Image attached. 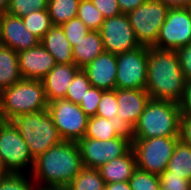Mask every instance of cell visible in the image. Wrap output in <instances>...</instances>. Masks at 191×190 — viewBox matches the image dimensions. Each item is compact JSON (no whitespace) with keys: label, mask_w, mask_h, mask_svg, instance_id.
Listing matches in <instances>:
<instances>
[{"label":"cell","mask_w":191,"mask_h":190,"mask_svg":"<svg viewBox=\"0 0 191 190\" xmlns=\"http://www.w3.org/2000/svg\"><path fill=\"white\" fill-rule=\"evenodd\" d=\"M131 190H160L159 175L136 168L128 181Z\"/></svg>","instance_id":"cell-30"},{"label":"cell","mask_w":191,"mask_h":190,"mask_svg":"<svg viewBox=\"0 0 191 190\" xmlns=\"http://www.w3.org/2000/svg\"><path fill=\"white\" fill-rule=\"evenodd\" d=\"M162 190H191V181L172 175L166 169L159 175Z\"/></svg>","instance_id":"cell-36"},{"label":"cell","mask_w":191,"mask_h":190,"mask_svg":"<svg viewBox=\"0 0 191 190\" xmlns=\"http://www.w3.org/2000/svg\"><path fill=\"white\" fill-rule=\"evenodd\" d=\"M187 9H188L189 12L191 13V2H190V4L188 5Z\"/></svg>","instance_id":"cell-47"},{"label":"cell","mask_w":191,"mask_h":190,"mask_svg":"<svg viewBox=\"0 0 191 190\" xmlns=\"http://www.w3.org/2000/svg\"><path fill=\"white\" fill-rule=\"evenodd\" d=\"M80 68L75 64H56L42 79L48 103L66 96L68 87Z\"/></svg>","instance_id":"cell-19"},{"label":"cell","mask_w":191,"mask_h":190,"mask_svg":"<svg viewBox=\"0 0 191 190\" xmlns=\"http://www.w3.org/2000/svg\"><path fill=\"white\" fill-rule=\"evenodd\" d=\"M21 79L18 53L0 44V93Z\"/></svg>","instance_id":"cell-23"},{"label":"cell","mask_w":191,"mask_h":190,"mask_svg":"<svg viewBox=\"0 0 191 190\" xmlns=\"http://www.w3.org/2000/svg\"><path fill=\"white\" fill-rule=\"evenodd\" d=\"M82 69L86 73L91 86L102 90H114L116 88V54L103 52Z\"/></svg>","instance_id":"cell-16"},{"label":"cell","mask_w":191,"mask_h":190,"mask_svg":"<svg viewBox=\"0 0 191 190\" xmlns=\"http://www.w3.org/2000/svg\"><path fill=\"white\" fill-rule=\"evenodd\" d=\"M121 13L127 14L130 11L138 8L144 4L147 0H117Z\"/></svg>","instance_id":"cell-41"},{"label":"cell","mask_w":191,"mask_h":190,"mask_svg":"<svg viewBox=\"0 0 191 190\" xmlns=\"http://www.w3.org/2000/svg\"><path fill=\"white\" fill-rule=\"evenodd\" d=\"M163 2L169 9L187 8L191 0H159Z\"/></svg>","instance_id":"cell-42"},{"label":"cell","mask_w":191,"mask_h":190,"mask_svg":"<svg viewBox=\"0 0 191 190\" xmlns=\"http://www.w3.org/2000/svg\"><path fill=\"white\" fill-rule=\"evenodd\" d=\"M48 0H10L7 14L23 17L33 11L46 10Z\"/></svg>","instance_id":"cell-31"},{"label":"cell","mask_w":191,"mask_h":190,"mask_svg":"<svg viewBox=\"0 0 191 190\" xmlns=\"http://www.w3.org/2000/svg\"><path fill=\"white\" fill-rule=\"evenodd\" d=\"M48 112L63 141H75L85 137L89 117L75 104L65 98L48 103Z\"/></svg>","instance_id":"cell-8"},{"label":"cell","mask_w":191,"mask_h":190,"mask_svg":"<svg viewBox=\"0 0 191 190\" xmlns=\"http://www.w3.org/2000/svg\"><path fill=\"white\" fill-rule=\"evenodd\" d=\"M0 156L10 173L22 174V170L34 165L29 147L11 121H0Z\"/></svg>","instance_id":"cell-9"},{"label":"cell","mask_w":191,"mask_h":190,"mask_svg":"<svg viewBox=\"0 0 191 190\" xmlns=\"http://www.w3.org/2000/svg\"><path fill=\"white\" fill-rule=\"evenodd\" d=\"M137 168L136 157L131 148L122 157L112 159L98 168L105 184L128 182Z\"/></svg>","instance_id":"cell-20"},{"label":"cell","mask_w":191,"mask_h":190,"mask_svg":"<svg viewBox=\"0 0 191 190\" xmlns=\"http://www.w3.org/2000/svg\"><path fill=\"white\" fill-rule=\"evenodd\" d=\"M80 0H48L47 11L53 26H61L77 17Z\"/></svg>","instance_id":"cell-25"},{"label":"cell","mask_w":191,"mask_h":190,"mask_svg":"<svg viewBox=\"0 0 191 190\" xmlns=\"http://www.w3.org/2000/svg\"><path fill=\"white\" fill-rule=\"evenodd\" d=\"M91 2L105 19L122 14L117 0H91Z\"/></svg>","instance_id":"cell-38"},{"label":"cell","mask_w":191,"mask_h":190,"mask_svg":"<svg viewBox=\"0 0 191 190\" xmlns=\"http://www.w3.org/2000/svg\"><path fill=\"white\" fill-rule=\"evenodd\" d=\"M178 103L150 99L133 127V139L179 137Z\"/></svg>","instance_id":"cell-3"},{"label":"cell","mask_w":191,"mask_h":190,"mask_svg":"<svg viewBox=\"0 0 191 190\" xmlns=\"http://www.w3.org/2000/svg\"><path fill=\"white\" fill-rule=\"evenodd\" d=\"M90 87L91 84L86 73L83 69H79L68 87L65 99L75 104H80Z\"/></svg>","instance_id":"cell-29"},{"label":"cell","mask_w":191,"mask_h":190,"mask_svg":"<svg viewBox=\"0 0 191 190\" xmlns=\"http://www.w3.org/2000/svg\"><path fill=\"white\" fill-rule=\"evenodd\" d=\"M38 190H69L68 187H39Z\"/></svg>","instance_id":"cell-46"},{"label":"cell","mask_w":191,"mask_h":190,"mask_svg":"<svg viewBox=\"0 0 191 190\" xmlns=\"http://www.w3.org/2000/svg\"><path fill=\"white\" fill-rule=\"evenodd\" d=\"M104 190H131L129 182H115L106 184Z\"/></svg>","instance_id":"cell-43"},{"label":"cell","mask_w":191,"mask_h":190,"mask_svg":"<svg viewBox=\"0 0 191 190\" xmlns=\"http://www.w3.org/2000/svg\"><path fill=\"white\" fill-rule=\"evenodd\" d=\"M83 168L78 143L62 141L34 159L31 176L38 187H67Z\"/></svg>","instance_id":"cell-1"},{"label":"cell","mask_w":191,"mask_h":190,"mask_svg":"<svg viewBox=\"0 0 191 190\" xmlns=\"http://www.w3.org/2000/svg\"><path fill=\"white\" fill-rule=\"evenodd\" d=\"M146 91L150 99L179 103L186 79L176 50L148 47Z\"/></svg>","instance_id":"cell-2"},{"label":"cell","mask_w":191,"mask_h":190,"mask_svg":"<svg viewBox=\"0 0 191 190\" xmlns=\"http://www.w3.org/2000/svg\"><path fill=\"white\" fill-rule=\"evenodd\" d=\"M168 11L169 8L163 2L147 0L126 14L140 46H155Z\"/></svg>","instance_id":"cell-6"},{"label":"cell","mask_w":191,"mask_h":190,"mask_svg":"<svg viewBox=\"0 0 191 190\" xmlns=\"http://www.w3.org/2000/svg\"><path fill=\"white\" fill-rule=\"evenodd\" d=\"M10 174L9 170L4 164L2 157L0 156V177H4Z\"/></svg>","instance_id":"cell-44"},{"label":"cell","mask_w":191,"mask_h":190,"mask_svg":"<svg viewBox=\"0 0 191 190\" xmlns=\"http://www.w3.org/2000/svg\"><path fill=\"white\" fill-rule=\"evenodd\" d=\"M118 103L117 116L135 126L150 100L146 89H114Z\"/></svg>","instance_id":"cell-18"},{"label":"cell","mask_w":191,"mask_h":190,"mask_svg":"<svg viewBox=\"0 0 191 190\" xmlns=\"http://www.w3.org/2000/svg\"><path fill=\"white\" fill-rule=\"evenodd\" d=\"M178 105L181 115H191V80L186 81L184 91Z\"/></svg>","instance_id":"cell-39"},{"label":"cell","mask_w":191,"mask_h":190,"mask_svg":"<svg viewBox=\"0 0 191 190\" xmlns=\"http://www.w3.org/2000/svg\"><path fill=\"white\" fill-rule=\"evenodd\" d=\"M166 170L172 172V175L191 181V145L179 139Z\"/></svg>","instance_id":"cell-24"},{"label":"cell","mask_w":191,"mask_h":190,"mask_svg":"<svg viewBox=\"0 0 191 190\" xmlns=\"http://www.w3.org/2000/svg\"><path fill=\"white\" fill-rule=\"evenodd\" d=\"M0 44L18 53L38 46L40 39L28 31L21 17L6 13L1 17Z\"/></svg>","instance_id":"cell-14"},{"label":"cell","mask_w":191,"mask_h":190,"mask_svg":"<svg viewBox=\"0 0 191 190\" xmlns=\"http://www.w3.org/2000/svg\"><path fill=\"white\" fill-rule=\"evenodd\" d=\"M25 27L40 40L53 26L51 17L46 10L33 11L21 17Z\"/></svg>","instance_id":"cell-27"},{"label":"cell","mask_w":191,"mask_h":190,"mask_svg":"<svg viewBox=\"0 0 191 190\" xmlns=\"http://www.w3.org/2000/svg\"><path fill=\"white\" fill-rule=\"evenodd\" d=\"M77 17L93 31H99L105 20L102 13L93 5L91 0H80Z\"/></svg>","instance_id":"cell-28"},{"label":"cell","mask_w":191,"mask_h":190,"mask_svg":"<svg viewBox=\"0 0 191 190\" xmlns=\"http://www.w3.org/2000/svg\"><path fill=\"white\" fill-rule=\"evenodd\" d=\"M67 187L69 190H104L106 184L98 169L84 167Z\"/></svg>","instance_id":"cell-26"},{"label":"cell","mask_w":191,"mask_h":190,"mask_svg":"<svg viewBox=\"0 0 191 190\" xmlns=\"http://www.w3.org/2000/svg\"><path fill=\"white\" fill-rule=\"evenodd\" d=\"M72 49L74 64L82 69L104 52L100 32L90 30Z\"/></svg>","instance_id":"cell-22"},{"label":"cell","mask_w":191,"mask_h":190,"mask_svg":"<svg viewBox=\"0 0 191 190\" xmlns=\"http://www.w3.org/2000/svg\"><path fill=\"white\" fill-rule=\"evenodd\" d=\"M48 109L42 80L21 79L0 93V114L4 121Z\"/></svg>","instance_id":"cell-4"},{"label":"cell","mask_w":191,"mask_h":190,"mask_svg":"<svg viewBox=\"0 0 191 190\" xmlns=\"http://www.w3.org/2000/svg\"><path fill=\"white\" fill-rule=\"evenodd\" d=\"M148 69V47L117 54L116 88L146 89Z\"/></svg>","instance_id":"cell-10"},{"label":"cell","mask_w":191,"mask_h":190,"mask_svg":"<svg viewBox=\"0 0 191 190\" xmlns=\"http://www.w3.org/2000/svg\"><path fill=\"white\" fill-rule=\"evenodd\" d=\"M118 136L133 139V127L118 116L106 119L99 116L89 117L85 138L111 140Z\"/></svg>","instance_id":"cell-17"},{"label":"cell","mask_w":191,"mask_h":190,"mask_svg":"<svg viewBox=\"0 0 191 190\" xmlns=\"http://www.w3.org/2000/svg\"><path fill=\"white\" fill-rule=\"evenodd\" d=\"M99 32L104 52L117 55L140 47L126 14L106 18Z\"/></svg>","instance_id":"cell-13"},{"label":"cell","mask_w":191,"mask_h":190,"mask_svg":"<svg viewBox=\"0 0 191 190\" xmlns=\"http://www.w3.org/2000/svg\"><path fill=\"white\" fill-rule=\"evenodd\" d=\"M10 121L25 140L34 159L63 141L48 109L24 114Z\"/></svg>","instance_id":"cell-5"},{"label":"cell","mask_w":191,"mask_h":190,"mask_svg":"<svg viewBox=\"0 0 191 190\" xmlns=\"http://www.w3.org/2000/svg\"><path fill=\"white\" fill-rule=\"evenodd\" d=\"M29 179L25 173H10L0 177V190H38L37 183Z\"/></svg>","instance_id":"cell-32"},{"label":"cell","mask_w":191,"mask_h":190,"mask_svg":"<svg viewBox=\"0 0 191 190\" xmlns=\"http://www.w3.org/2000/svg\"><path fill=\"white\" fill-rule=\"evenodd\" d=\"M191 42V13L187 8L169 9L154 48L177 50Z\"/></svg>","instance_id":"cell-12"},{"label":"cell","mask_w":191,"mask_h":190,"mask_svg":"<svg viewBox=\"0 0 191 190\" xmlns=\"http://www.w3.org/2000/svg\"><path fill=\"white\" fill-rule=\"evenodd\" d=\"M176 54L186 81L191 80V42L178 48Z\"/></svg>","instance_id":"cell-37"},{"label":"cell","mask_w":191,"mask_h":190,"mask_svg":"<svg viewBox=\"0 0 191 190\" xmlns=\"http://www.w3.org/2000/svg\"><path fill=\"white\" fill-rule=\"evenodd\" d=\"M61 28L72 47H74L77 42L85 37L90 31V29L78 17H74L62 24Z\"/></svg>","instance_id":"cell-33"},{"label":"cell","mask_w":191,"mask_h":190,"mask_svg":"<svg viewBox=\"0 0 191 190\" xmlns=\"http://www.w3.org/2000/svg\"><path fill=\"white\" fill-rule=\"evenodd\" d=\"M179 139L191 145V115L180 116Z\"/></svg>","instance_id":"cell-40"},{"label":"cell","mask_w":191,"mask_h":190,"mask_svg":"<svg viewBox=\"0 0 191 190\" xmlns=\"http://www.w3.org/2000/svg\"><path fill=\"white\" fill-rule=\"evenodd\" d=\"M23 79L42 80L57 64L55 58L40 43L34 48L18 52Z\"/></svg>","instance_id":"cell-15"},{"label":"cell","mask_w":191,"mask_h":190,"mask_svg":"<svg viewBox=\"0 0 191 190\" xmlns=\"http://www.w3.org/2000/svg\"><path fill=\"white\" fill-rule=\"evenodd\" d=\"M118 103L115 90H105L102 93L96 115L106 119L117 116Z\"/></svg>","instance_id":"cell-34"},{"label":"cell","mask_w":191,"mask_h":190,"mask_svg":"<svg viewBox=\"0 0 191 190\" xmlns=\"http://www.w3.org/2000/svg\"><path fill=\"white\" fill-rule=\"evenodd\" d=\"M77 143L84 167L94 169L100 168L112 159L122 157L132 148V142L121 136L101 141L84 137Z\"/></svg>","instance_id":"cell-11"},{"label":"cell","mask_w":191,"mask_h":190,"mask_svg":"<svg viewBox=\"0 0 191 190\" xmlns=\"http://www.w3.org/2000/svg\"><path fill=\"white\" fill-rule=\"evenodd\" d=\"M179 137L132 139L137 168L160 175L168 165Z\"/></svg>","instance_id":"cell-7"},{"label":"cell","mask_w":191,"mask_h":190,"mask_svg":"<svg viewBox=\"0 0 191 190\" xmlns=\"http://www.w3.org/2000/svg\"><path fill=\"white\" fill-rule=\"evenodd\" d=\"M104 91L105 90L93 86H91L86 91V95L84 96V98H82L79 106L88 117L96 116L98 105Z\"/></svg>","instance_id":"cell-35"},{"label":"cell","mask_w":191,"mask_h":190,"mask_svg":"<svg viewBox=\"0 0 191 190\" xmlns=\"http://www.w3.org/2000/svg\"><path fill=\"white\" fill-rule=\"evenodd\" d=\"M40 43L55 58L57 64H74L73 47L61 26H52Z\"/></svg>","instance_id":"cell-21"},{"label":"cell","mask_w":191,"mask_h":190,"mask_svg":"<svg viewBox=\"0 0 191 190\" xmlns=\"http://www.w3.org/2000/svg\"><path fill=\"white\" fill-rule=\"evenodd\" d=\"M10 0H0V15L6 14Z\"/></svg>","instance_id":"cell-45"}]
</instances>
